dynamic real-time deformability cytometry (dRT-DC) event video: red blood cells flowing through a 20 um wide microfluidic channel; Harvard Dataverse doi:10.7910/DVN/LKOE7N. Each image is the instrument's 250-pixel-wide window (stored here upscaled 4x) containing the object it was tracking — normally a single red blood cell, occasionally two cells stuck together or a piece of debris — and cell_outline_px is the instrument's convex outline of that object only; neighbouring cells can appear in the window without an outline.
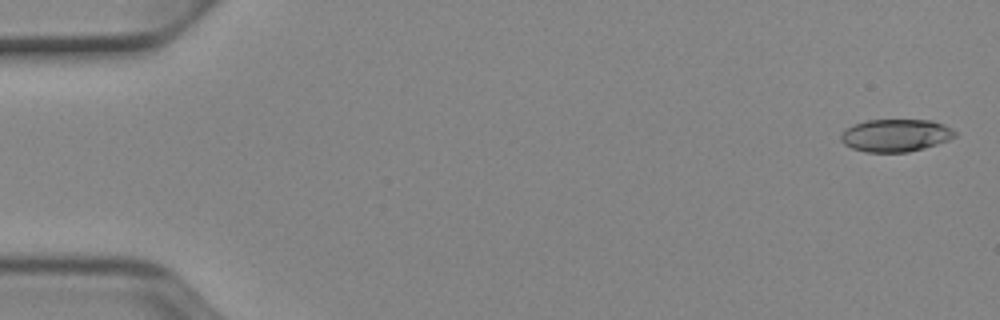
{"species": "Egyptian fruit bat (a non-hibernating species)", "species_latin": "Rousettus aegyptiacus", "temperature_condition": "cold", "stored_images_in_passage": 52, "camera_frame_rate_fps": 3000, "um_per_image_px": 0.085, "animal": {"sex": "female"}, "frame": {"image": 1, "passage_image": 2, "time_ms": 0.333, "image_size_px": [1000, 320], "cell_outline_px": [[956, 136], [948, 140], [924, 148], [908, 152], [864, 152], [852, 148], [844, 144], [840, 140], [840, 136], [852, 124], [868, 120], [932, 120], [944, 124], [952, 128], [956, 132]], "centroid_in_image_um": [76.14, 11.5], "position_along_channel_um": 8.9, "area_um2": 21.68}}
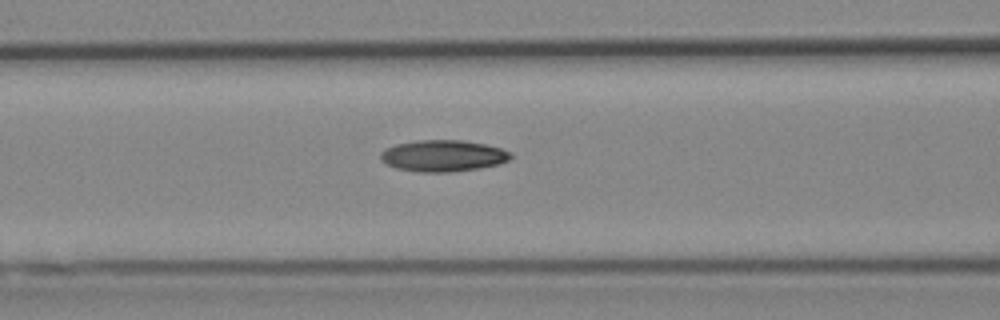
{"frame": {"image": 2, "passage_image": 22, "time_ms": 7.0, "image_size_px": [1000, 320], "cell_outline_px": [[512, 156], [508, 160], [500, 164], [480, 168], [452, 172], [420, 172], [396, 168], [380, 160], [380, 152], [396, 144], [416, 140], [460, 140], [484, 144], [500, 148], [512, 152]], "centroid_in_image_um": [37.67, 13.24], "position_along_channel_um": 128.9, "area_um2": 23.87}}
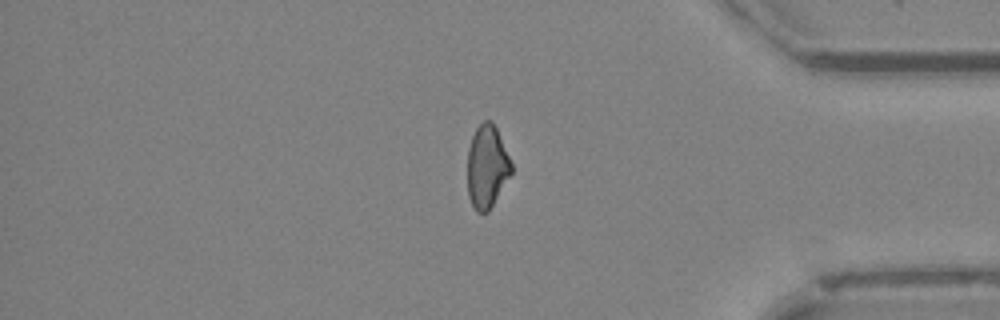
{"frame": {"image": 3, "passage_image": 44, "time_ms": 14.333, "image_size_px": [1000, 320], "cell_outline_px": [[512, 172], [488, 212], [476, 212], [468, 196], [468, 148], [472, 136], [476, 128], [484, 120], [492, 120], [496, 128], [512, 164]], "centroid_in_image_um": [41.38, 14.16], "position_along_channel_um": 393.8, "area_um2": 20.98}, "authors_computed_cell_mechanics": {"area_um2": 22.3686, "velocity_mm_per_s": 3.945, "shape_relaxation_time_tau1_ms": 6.4771, "shape_relaxation_time_tau2_ms": null, "deformation_change_tau1": 0.1853, "deformation_change_tau2": null}}